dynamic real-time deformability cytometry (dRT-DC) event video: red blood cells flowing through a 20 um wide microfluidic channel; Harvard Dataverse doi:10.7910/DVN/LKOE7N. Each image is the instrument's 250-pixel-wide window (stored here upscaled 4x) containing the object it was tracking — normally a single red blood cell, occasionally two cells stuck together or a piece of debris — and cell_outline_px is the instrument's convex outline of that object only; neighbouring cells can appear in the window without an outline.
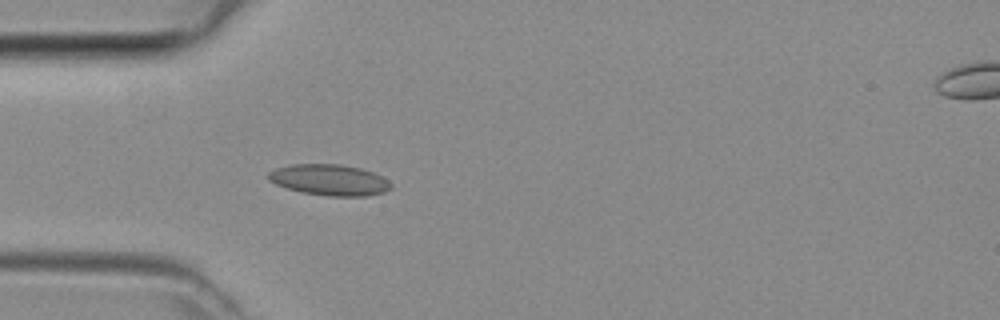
{"species": "common noctule bat (a hibernating species)", "species_latin": "Nyctalus noctula", "temperature_condition": "room temperature", "stored_images_in_passage": 46, "camera_frame_rate_fps": 3000, "um_per_image_px": 0.085, "animal": {"sex": "female", "body_mass_g": 29.2, "forearm_length_mm": 56.3}, "frame": {"image": 1, "passage_image": 13, "time_ms": 4.0, "image_size_px": [1000, 320], "cell_outline_px": [[392, 188], [384, 192], [364, 196], [328, 196], [300, 192], [276, 184], [268, 180], [268, 172], [276, 168], [292, 164], [340, 164], [360, 168], [372, 172], [388, 180], [392, 184]], "centroid_in_image_um": [28.0, 15.29], "position_along_channel_um": 57.0, "area_um2": 22.14}}
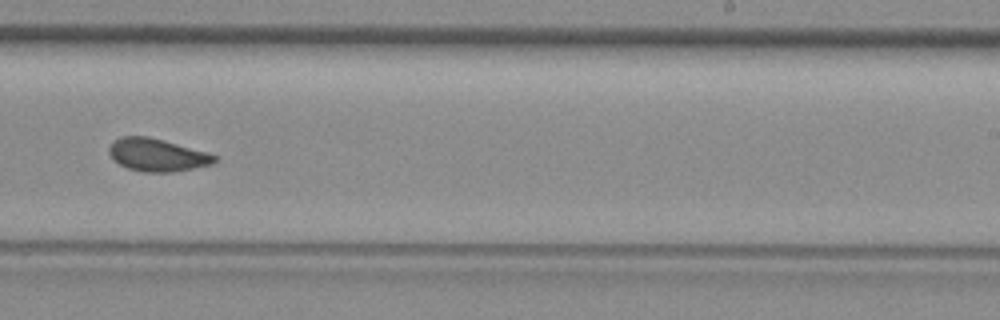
{"frame": {"image": 2, "passage_image": 28, "time_ms": 9.0, "image_size_px": [1000, 320], "cell_outline_px": [[220, 160], [212, 164], [196, 168], [172, 172], [144, 172], [128, 168], [120, 164], [108, 152], [108, 148], [116, 140], [124, 136], [148, 136], [164, 140], [220, 156]], "centroid_in_image_um": [13.43, 13.18], "position_along_channel_um": 275.6, "area_um2": 20.06}}
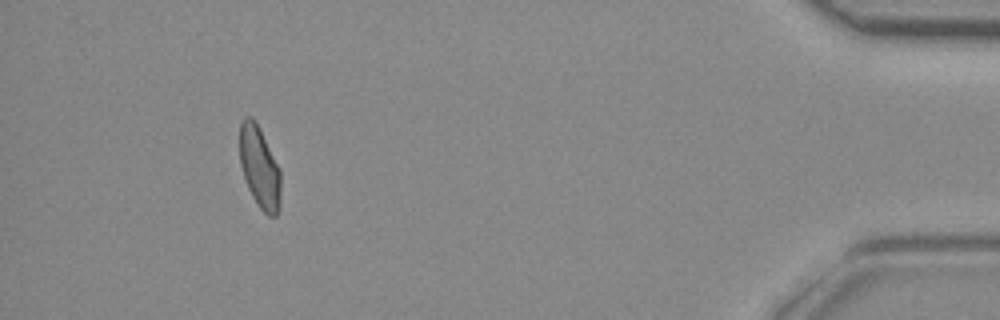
{"frame": {"image": 3, "passage_image": 42, "time_ms": 13.667, "image_size_px": [1000, 320], "cell_outline_px": [[280, 208], [276, 216], [268, 216], [260, 208], [252, 196], [248, 188], [240, 164], [240, 124], [248, 116], [252, 116], [260, 128], [280, 168]], "centroid_in_image_um": [22.08, 14.24], "position_along_channel_um": 413.1, "area_um2": 19.54}}